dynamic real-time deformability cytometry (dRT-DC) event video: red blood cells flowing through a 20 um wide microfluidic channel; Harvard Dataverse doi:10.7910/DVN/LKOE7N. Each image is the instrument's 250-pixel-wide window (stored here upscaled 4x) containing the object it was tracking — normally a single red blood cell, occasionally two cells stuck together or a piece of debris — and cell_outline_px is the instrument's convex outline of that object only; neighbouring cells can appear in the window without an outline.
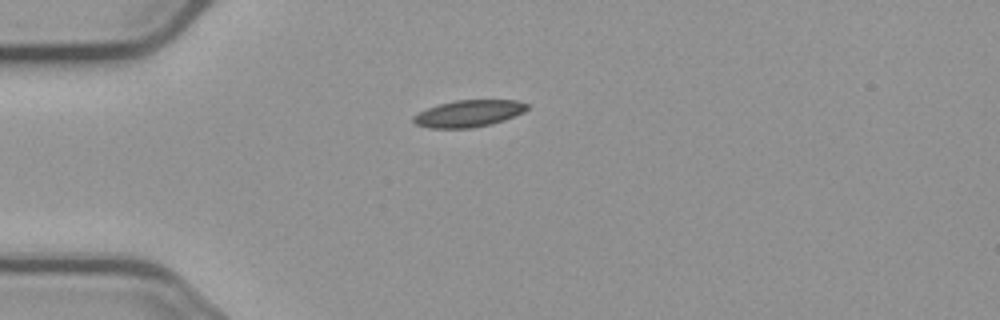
{"species": "common noctule bat (a hibernating species)", "species_latin": "Nyctalus noctula", "temperature_condition": "cold", "stored_images_in_passage": 2, "camera_frame_rate_fps": 3000, "um_per_image_px": 0.085, "animal": {"sex": "male", "body_mass_g": 23.1, "forearm_length_mm": 52.7}, "frame": {"image": 1, "passage_image": 1, "time_ms": 0.0, "image_size_px": [1000, 320], "cell_outline_px": [[528, 108], [524, 112], [504, 120], [472, 128], [428, 128], [416, 124], [412, 120], [412, 116], [428, 108], [440, 104], [456, 100], [516, 100], [528, 104]], "centroid_in_image_um": [39.83, 9.65], "position_along_channel_um": 45.2, "area_um2": 17.63}}